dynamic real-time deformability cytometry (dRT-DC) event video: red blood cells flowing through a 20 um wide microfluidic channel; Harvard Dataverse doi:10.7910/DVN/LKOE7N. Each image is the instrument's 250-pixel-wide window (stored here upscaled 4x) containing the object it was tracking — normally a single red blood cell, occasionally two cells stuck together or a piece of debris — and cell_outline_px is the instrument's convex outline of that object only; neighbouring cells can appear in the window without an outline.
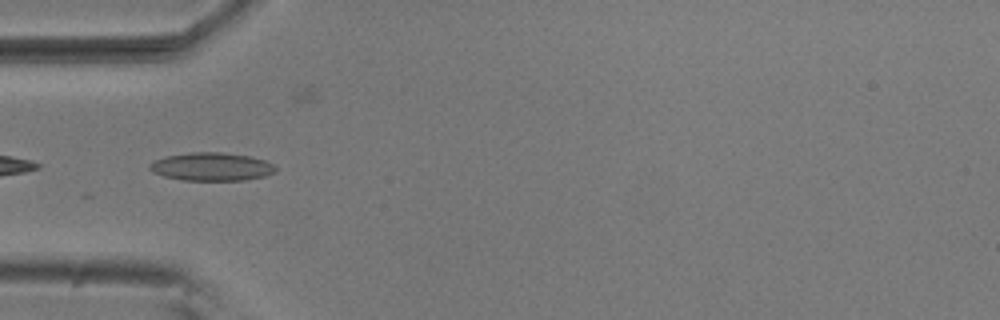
{"species": "common noctule bat (a hibernating species)", "species_latin": "Nyctalus noctula", "temperature_condition": "room temperature", "stored_images_in_passage": 7, "camera_frame_rate_fps": 3000, "um_per_image_px": 0.085, "animal": {"sex": "male", "body_mass_g": 20.5, "forearm_length_mm": 52.5}, "frame": {"image": 1, "passage_image": 5, "time_ms": 1.333, "image_size_px": [1000, 320], "cell_outline_px": [[276, 172], [264, 176], [244, 180], [184, 180], [164, 176], [152, 172], [148, 168], [148, 164], [164, 156], [192, 152], [220, 152], [248, 156], [264, 160], [272, 164], [276, 168]], "centroid_in_image_um": [17.95, 14.17], "position_along_channel_um": 67.0, "area_um2": 20.58}}
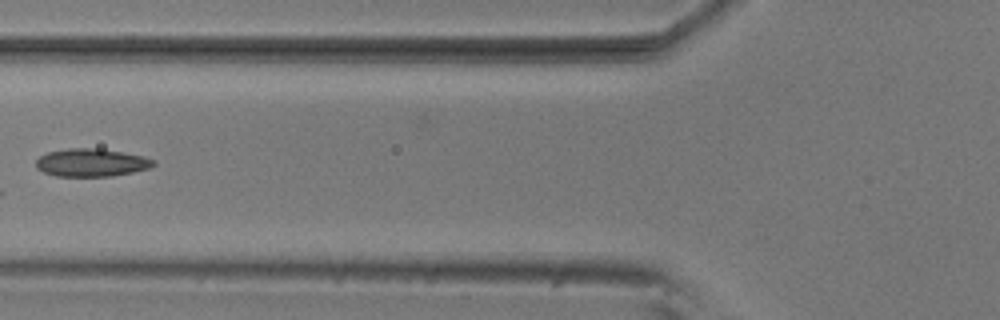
{"frame": {"image": 2, "passage_image": 6, "time_ms": 1.667, "image_size_px": [1000, 320], "cell_outline_px": [[156, 164], [148, 168], [132, 172], [112, 176], [56, 176], [44, 172], [36, 168], [36, 160], [40, 156], [48, 152], [68, 148], [100, 148], [140, 156], [156, 160]], "centroid_in_image_um": [7.74, 13.82], "position_along_channel_um": 118.1, "area_um2": 18.96}}
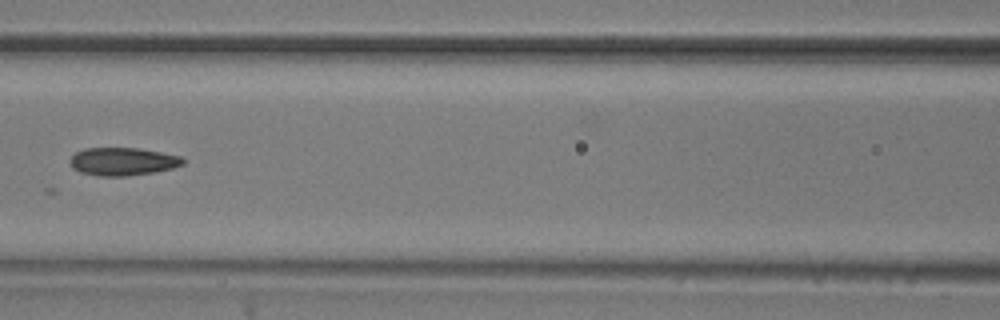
{"frame": {"image": 3, "passage_image": 7, "time_ms": 2.0, "image_size_px": [1000, 320], "cell_outline_px": [[184, 164], [172, 168], [156, 172], [124, 176], [96, 176], [80, 172], [72, 168], [68, 160], [76, 152], [84, 148], [140, 148], [180, 156], [184, 160]], "centroid_in_image_um": [10.4, 13.73], "position_along_channel_um": 156.2, "area_um2": 18.5}}